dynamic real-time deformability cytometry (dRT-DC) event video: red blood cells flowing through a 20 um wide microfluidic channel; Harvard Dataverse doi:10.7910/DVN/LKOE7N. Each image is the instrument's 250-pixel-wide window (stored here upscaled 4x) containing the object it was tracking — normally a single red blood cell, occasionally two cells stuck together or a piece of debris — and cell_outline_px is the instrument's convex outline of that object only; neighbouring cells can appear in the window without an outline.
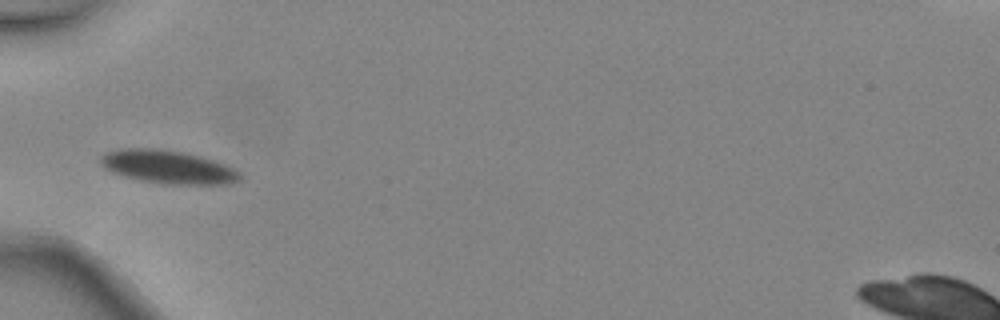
{"species": "common noctule bat (a hibernating species)", "species_latin": "Nyctalus noctula", "temperature_condition": "warm", "stored_images_in_passage": 2, "camera_frame_rate_fps": 3000, "um_per_image_px": 0.085, "animal": {"sex": "female", "body_mass_g": 24.6, "forearm_length_mm": 56.2}, "frame": {"image": 1, "passage_image": 2, "time_ms": 0.333, "image_size_px": [1000, 320], "cell_outline_px": [[244, 180], [232, 184], [164, 184], [140, 180], [124, 176], [112, 172], [104, 168], [100, 164], [100, 156], [108, 152], [120, 148], [160, 148], [200, 156], [216, 160], [240, 172]], "centroid_in_image_um": [14.31, 14.19], "position_along_channel_um": 70.7, "area_um2": 27.28}}